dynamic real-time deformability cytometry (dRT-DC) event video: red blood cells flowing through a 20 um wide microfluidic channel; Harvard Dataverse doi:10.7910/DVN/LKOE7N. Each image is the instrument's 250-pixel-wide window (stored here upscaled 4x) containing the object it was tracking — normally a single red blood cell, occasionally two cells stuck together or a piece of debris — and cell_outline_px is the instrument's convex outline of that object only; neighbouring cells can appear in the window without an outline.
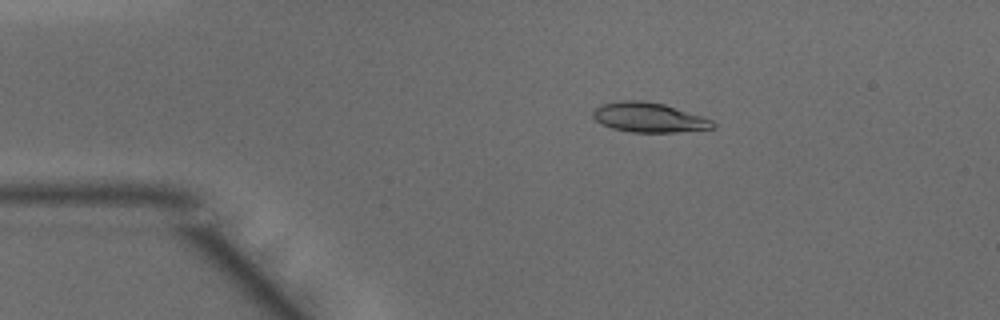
{"species": "common noctule bat (a hibernating species)", "species_latin": "Nyctalus noctula", "temperature_condition": "warm", "stored_images_in_passage": 47, "camera_frame_rate_fps": 3000, "um_per_image_px": 0.085, "animal": {"sex": "male", "body_mass_g": 15.6}, "frame": {"image": 1, "passage_image": 8, "time_ms": 2.333, "image_size_px": [1000, 320], "cell_outline_px": [[716, 128], [676, 132], [632, 132], [612, 128], [600, 124], [592, 116], [592, 112], [600, 104], [624, 100], [640, 100], [664, 104], [704, 116], [712, 120], [716, 124]], "centroid_in_image_um": [55.17, 9.98], "position_along_channel_um": 29.8, "area_um2": 20.87}}
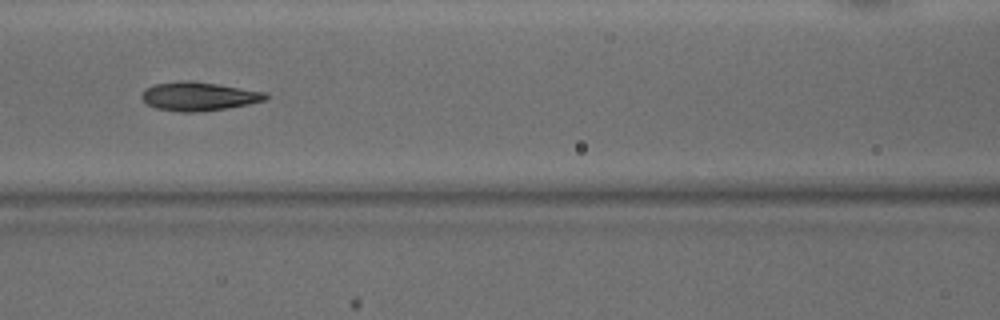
{"frame": {"image": 2, "passage_image": 20, "time_ms": 6.333, "image_size_px": [1000, 320], "cell_outline_px": [[268, 100], [228, 108], [204, 112], [180, 112], [156, 108], [148, 104], [140, 96], [144, 88], [152, 84], [216, 84], [264, 92], [268, 96]], "centroid_in_image_um": [16.92, 8.25], "position_along_channel_um": 149.7, "area_um2": 19.83}}
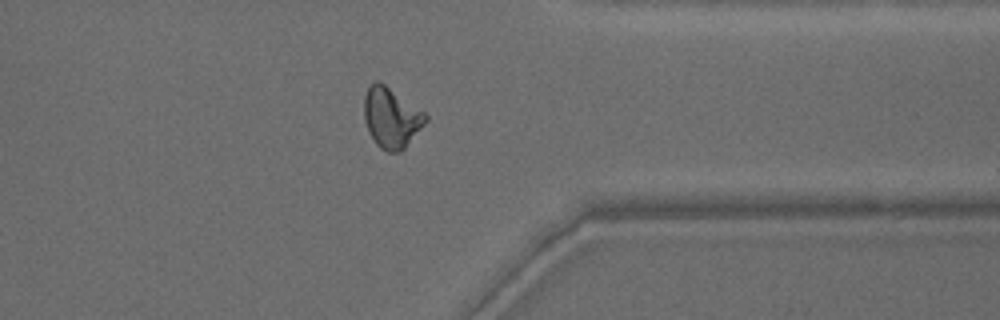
{"frame": {"image": 3, "passage_image": 37, "time_ms": 12.0, "image_size_px": [1000, 320], "cell_outline_px": [[428, 120], [404, 148], [400, 152], [388, 152], [380, 148], [376, 144], [368, 132], [364, 120], [364, 96], [368, 88], [376, 80], [384, 84], [424, 112], [428, 116]], "centroid_in_image_um": [33.24, 10.02], "position_along_channel_um": 378.2, "area_um2": 21.39}, "authors_computed_cell_mechanics": {"area_um2": 20.5768, "velocity_mm_per_s": 4.1818, "shape_relaxation_time_tau1_ms": 5.9753, "shape_relaxation_time_tau2_ms": 1.4001, "deformation_change_tau1": 0.2221, "deformation_change_tau2": 0.0847}}